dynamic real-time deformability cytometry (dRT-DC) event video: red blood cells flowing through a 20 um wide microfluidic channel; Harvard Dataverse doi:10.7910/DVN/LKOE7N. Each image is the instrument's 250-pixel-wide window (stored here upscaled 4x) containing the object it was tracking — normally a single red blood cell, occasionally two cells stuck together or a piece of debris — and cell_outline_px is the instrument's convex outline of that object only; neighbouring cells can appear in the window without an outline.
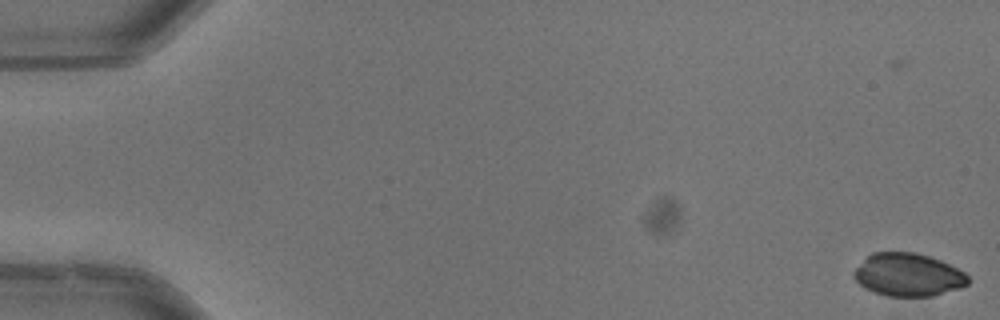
{"species": "common noctule bat (a hibernating species)", "species_latin": "Nyctalus noctula", "temperature_condition": "warm", "stored_images_in_passage": 55, "camera_frame_rate_fps": 3000, "um_per_image_px": 0.085, "animal": {"sex": "male", "body_mass_g": 13.3}, "frame": {"image": 1, "passage_image": 2, "time_ms": 0.333, "image_size_px": [1000, 320], "cell_outline_px": [[968, 284], [960, 288], [932, 296], [888, 296], [864, 288], [852, 276], [852, 272], [872, 252], [916, 252], [940, 260], [964, 272], [968, 276]], "centroid_in_image_um": [77.18, 23.35], "position_along_channel_um": 7.8, "area_um2": 28.38}}
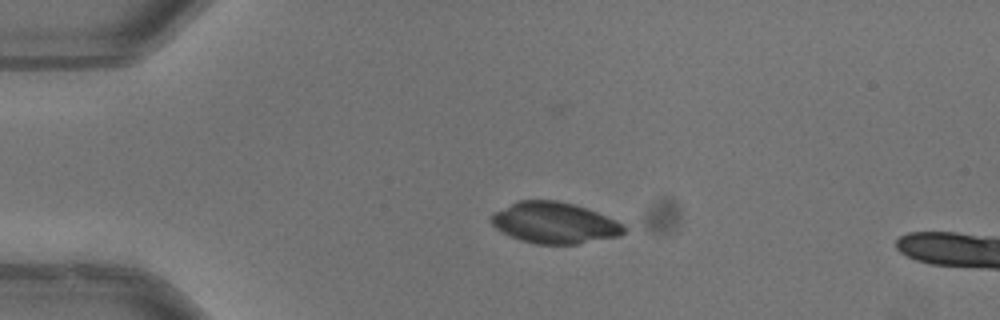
{"frame": {"image": 2, "passage_image": 14, "time_ms": 4.333, "image_size_px": [1000, 320], "cell_outline_px": [[628, 228], [620, 236], [576, 244], [536, 244], [520, 240], [508, 236], [496, 228], [492, 224], [492, 212], [520, 200], [556, 200], [572, 204], [596, 212], [616, 220], [624, 224]], "centroid_in_image_um": [47.13, 18.95], "position_along_channel_um": 37.9, "area_um2": 31.79}}